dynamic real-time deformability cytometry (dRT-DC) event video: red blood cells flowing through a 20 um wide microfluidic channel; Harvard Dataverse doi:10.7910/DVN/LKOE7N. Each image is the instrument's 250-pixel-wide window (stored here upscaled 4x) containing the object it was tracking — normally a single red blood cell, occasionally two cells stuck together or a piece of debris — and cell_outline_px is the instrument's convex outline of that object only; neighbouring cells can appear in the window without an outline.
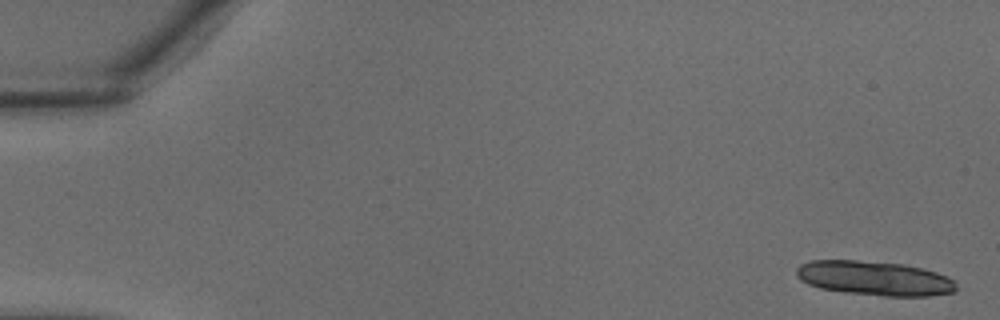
{"species": "common noctule bat (a hibernating species)", "species_latin": "Nyctalus noctula", "temperature_condition": "warm", "stored_images_in_passage": 15, "segment_of_instrument_passage": [1, 2], "camera_frame_rate_fps": 3000, "um_per_image_px": 0.085, "animal": {"sex": "male", "body_mass_g": 18.8}, "frame": {"image": 1, "passage_image": 1, "time_ms": 0.0, "image_size_px": [1000, 320], "cell_outline_px": [[956, 292], [928, 296], [884, 296], [848, 292], [820, 288], [808, 284], [800, 280], [796, 276], [796, 268], [800, 264], [812, 260], [856, 260], [904, 264], [936, 272], [948, 276], [956, 280]], "centroid_in_image_um": [74.35, 23.65], "position_along_channel_um": 10.7, "area_um2": 32.14}}